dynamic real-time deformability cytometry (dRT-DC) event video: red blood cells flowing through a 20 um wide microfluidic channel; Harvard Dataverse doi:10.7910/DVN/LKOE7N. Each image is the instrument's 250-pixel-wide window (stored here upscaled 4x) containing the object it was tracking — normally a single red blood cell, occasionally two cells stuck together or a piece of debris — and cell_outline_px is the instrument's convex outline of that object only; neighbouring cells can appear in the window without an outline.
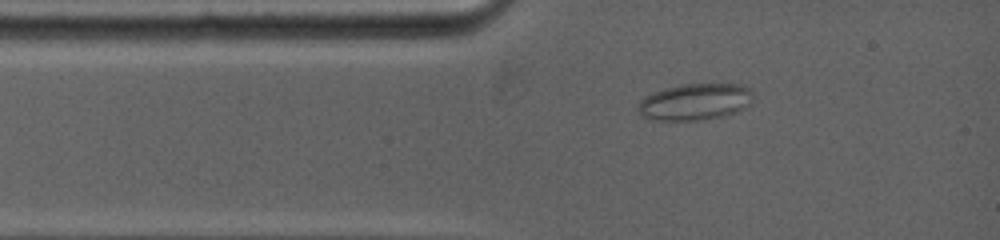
{"species": "common noctule bat (a hibernating species)", "species_latin": "Nyctalus noctula", "temperature_condition": "warm", "stored_images_in_passage": 32, "camera_frame_rate_fps": 5000, "um_per_image_px": 0.085, "animal": {"sex": "female", "body_mass_g": 19.0, "forearm_length_mm": 53.3}, "frame": {"image": 1, "passage_image": 3, "time_ms": 1.2, "image_size_px": [1000, 240], "cell_outline_px": [[752, 92], [748, 104], [732, 112], [720, 116], [696, 120], [660, 120], [644, 116], [636, 108], [648, 96], [664, 88], [684, 84], [736, 84], [748, 88]], "centroid_in_image_um": [59.06, 8.64], "position_along_channel_um": 25.9, "area_um2": 23.47}}
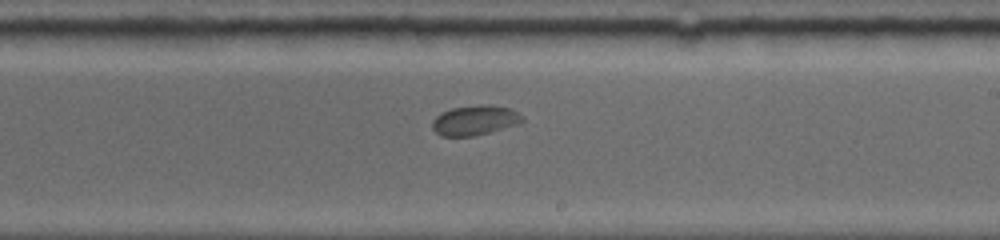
{"frame": {"image": 2, "passage_image": 15, "time_ms": 7.2, "image_size_px": [1000, 240], "cell_outline_px": [[524, 120], [488, 132], [472, 136], [440, 136], [432, 128], [432, 120], [440, 112], [452, 108], [480, 104], [488, 104], [508, 108], [516, 112]], "centroid_in_image_um": [40.25, 10.21], "position_along_channel_um": 248.7, "area_um2": 15.26}}
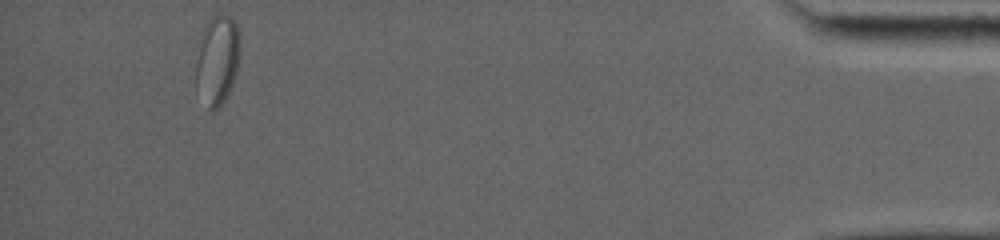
{"frame": {"image": 3, "passage_image": 32, "time_ms": 14.0, "image_size_px": [1000, 240], "cell_outline_px": [[236, 72], [232, 84], [224, 100], [212, 112], [208, 108], [196, 88], [196, 64], [204, 28], [212, 16], [232, 16], [236, 24]], "centroid_in_image_um": [18.42, 5.15], "position_along_channel_um": 416.8, "area_um2": 21.62}}